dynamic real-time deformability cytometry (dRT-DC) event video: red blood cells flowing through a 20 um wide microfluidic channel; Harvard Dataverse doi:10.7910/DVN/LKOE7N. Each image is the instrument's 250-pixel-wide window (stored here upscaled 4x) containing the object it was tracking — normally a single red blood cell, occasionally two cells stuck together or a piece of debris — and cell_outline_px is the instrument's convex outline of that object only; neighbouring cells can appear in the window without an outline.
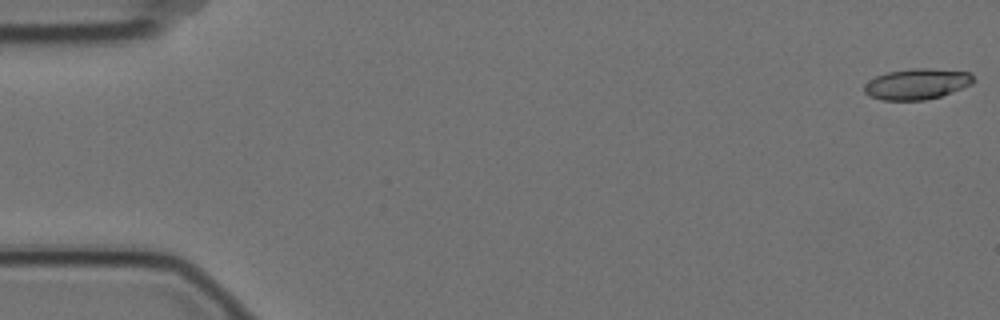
{"species": "Egyptian fruit bat (a non-hibernating species)", "species_latin": "Rousettus aegyptiacus", "temperature_condition": "cold", "stored_images_in_passage": 15, "camera_frame_rate_fps": 3000, "um_per_image_px": 0.085, "animal": {"sex": "female"}, "frame": {"image": 1, "passage_image": 1, "time_ms": 0.0, "image_size_px": [1000, 320], "cell_outline_px": [[976, 80], [972, 84], [940, 96], [924, 100], [880, 100], [868, 96], [864, 92], [864, 84], [868, 80], [876, 76], [888, 72], [912, 68], [928, 68], [972, 72]], "centroid_in_image_um": [77.93, 7.13], "position_along_channel_um": 7.1, "area_um2": 19.77}}
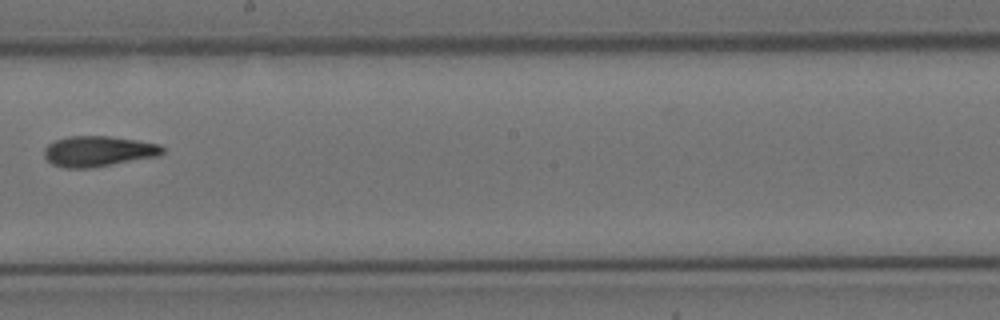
{"frame": {"image": 2, "passage_image": 9, "time_ms": 2.667, "image_size_px": [1000, 320], "cell_outline_px": [[164, 152], [156, 156], [92, 168], [64, 168], [52, 164], [44, 156], [44, 148], [48, 144], [56, 140], [68, 136], [108, 136], [136, 140], [160, 144], [164, 148]], "centroid_in_image_um": [8.33, 12.86], "position_along_channel_um": 239.9, "area_um2": 20.98}}
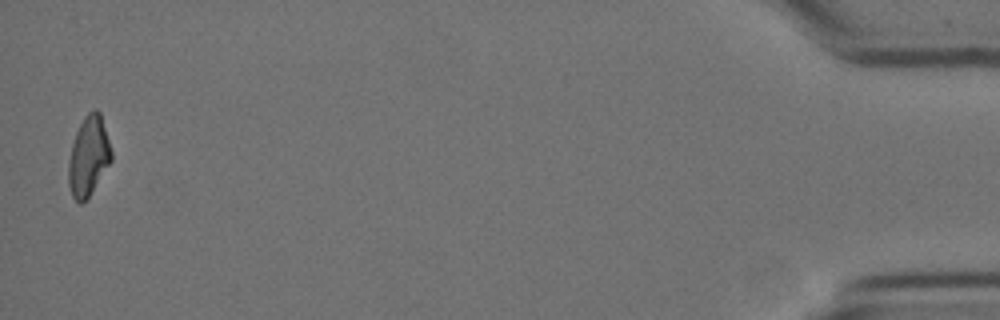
{"frame": {"image": 3, "passage_image": 15, "time_ms": 4.667, "image_size_px": [1000, 320], "cell_outline_px": [[112, 160], [88, 200], [80, 204], [72, 196], [68, 184], [68, 160], [72, 144], [76, 132], [84, 116], [88, 112], [96, 108], [100, 112], [112, 152]], "centroid_in_image_um": [7.52, 13.31], "position_along_channel_um": 427.7, "area_um2": 20.11}}